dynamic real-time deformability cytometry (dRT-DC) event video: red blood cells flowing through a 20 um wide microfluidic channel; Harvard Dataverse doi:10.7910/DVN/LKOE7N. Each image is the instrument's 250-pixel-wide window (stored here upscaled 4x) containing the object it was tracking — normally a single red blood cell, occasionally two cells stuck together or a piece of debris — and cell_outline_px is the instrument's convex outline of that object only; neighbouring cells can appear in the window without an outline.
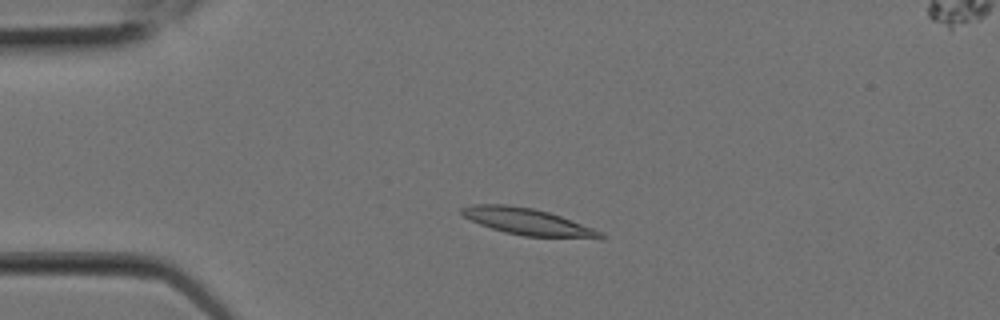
{"species": "Egyptian fruit bat (a non-hibernating species)", "species_latin": "Rousettus aegyptiacus", "temperature_condition": "room temperature", "stored_images_in_passage": 8, "camera_frame_rate_fps": 3000, "um_per_image_px": 0.085, "animal": {"sex": "female"}, "frame": {"image": 1, "passage_image": 4, "time_ms": 1.0, "image_size_px": [1000, 320], "cell_outline_px": [[608, 236], [600, 240], [524, 236], [504, 232], [480, 224], [464, 216], [460, 212], [460, 208], [472, 204], [504, 204], [532, 208], [548, 212], [560, 216], [604, 232]], "centroid_in_image_um": [44.96, 18.88], "position_along_channel_um": 40.0, "area_um2": 21.91}}
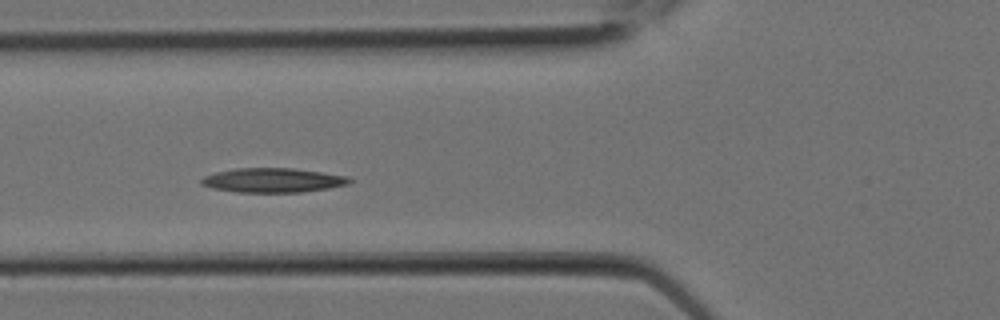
{"frame": {"image": 2, "passage_image": 7, "time_ms": 2.0, "image_size_px": [1000, 320], "cell_outline_px": [[352, 180], [348, 184], [328, 188], [300, 192], [236, 192], [212, 188], [200, 184], [200, 180], [204, 176], [216, 172], [236, 168], [292, 168], [348, 176]], "centroid_in_image_um": [23.16, 15.32], "position_along_channel_um": 102.6, "area_um2": 20.92}}
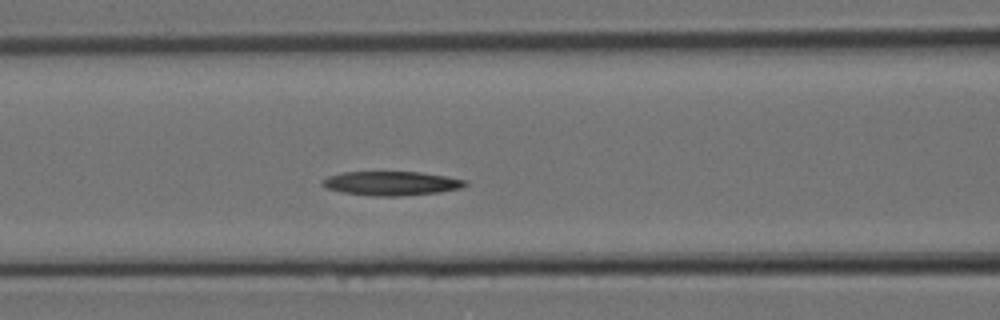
{"frame": {"image": 3, "passage_image": 8, "time_ms": 2.333, "image_size_px": [1000, 320], "cell_outline_px": [[468, 184], [464, 188], [440, 192], [400, 196], [372, 196], [344, 192], [328, 188], [320, 184], [320, 180], [328, 176], [344, 172], [420, 172], [448, 176], [468, 180]], "centroid_in_image_um": [33.32, 15.58], "position_along_channel_um": 133.3, "area_um2": 20.23}}